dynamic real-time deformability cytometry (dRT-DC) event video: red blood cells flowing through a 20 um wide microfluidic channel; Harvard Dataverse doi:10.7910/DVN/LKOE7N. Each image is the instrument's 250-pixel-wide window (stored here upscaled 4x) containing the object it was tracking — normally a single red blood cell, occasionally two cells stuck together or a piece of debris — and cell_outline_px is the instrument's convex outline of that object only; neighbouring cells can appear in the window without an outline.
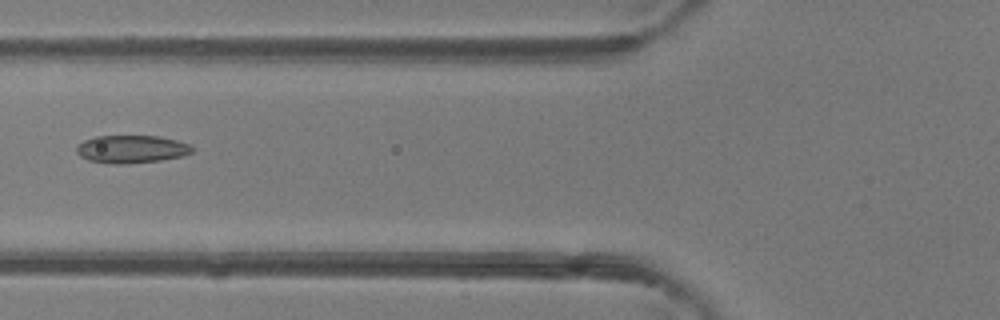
{"species": "common noctule bat (a hibernating species)", "species_latin": "Nyctalus noctula", "temperature_condition": "room temperature", "stored_images_in_passage": 48, "camera_frame_rate_fps": 3000, "um_per_image_px": 0.085, "animal": {"sex": "female"}, "frame": {"image": 1, "passage_image": 19, "time_ms": 6.0, "image_size_px": [1000, 320], "cell_outline_px": [[192, 152], [184, 156], [160, 160], [128, 164], [116, 164], [88, 160], [80, 156], [76, 152], [76, 148], [84, 140], [96, 136], [156, 136], [176, 140], [188, 144], [192, 148]], "centroid_in_image_um": [11.16, 12.68], "position_along_channel_um": 114.6, "area_um2": 18.61}}
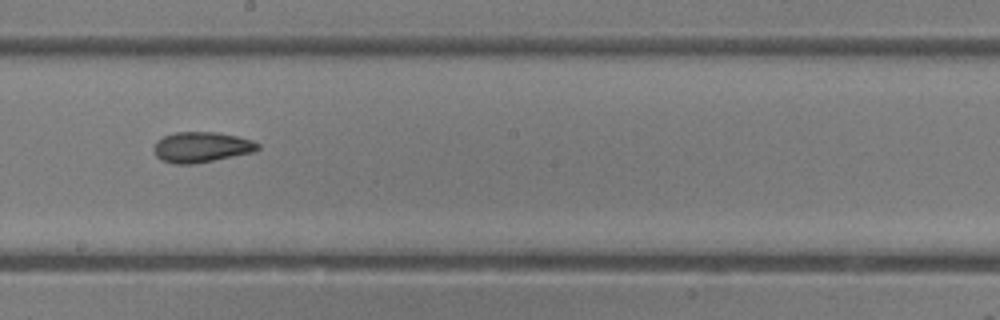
{"frame": {"image": 2, "passage_image": 27, "time_ms": 8.667, "image_size_px": [1000, 320], "cell_outline_px": [[260, 148], [256, 152], [192, 164], [172, 164], [160, 160], [156, 156], [152, 148], [156, 140], [164, 136], [176, 132], [216, 132], [236, 136], [252, 140], [260, 144]], "centroid_in_image_um": [17.11, 12.51], "position_along_channel_um": 231.1, "area_um2": 18.67}}
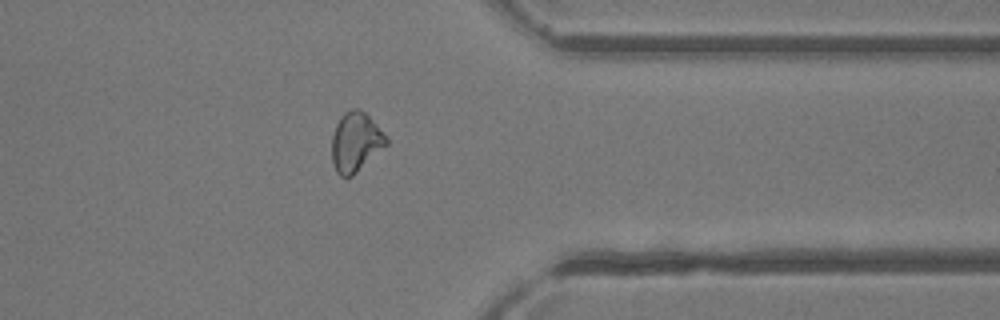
{"frame": {"image": 3, "passage_image": 38, "time_ms": 12.333, "image_size_px": [1000, 320], "cell_outline_px": [[388, 144], [352, 176], [340, 176], [336, 172], [332, 164], [332, 136], [336, 124], [340, 116], [344, 112], [352, 108], [360, 108], [388, 136]], "centroid_in_image_um": [30.23, 12.06], "position_along_channel_um": 381.2, "area_um2": 18.96}, "authors_computed_cell_mechanics": {"area_um2": 19.4786, "velocity_mm_per_s": 4.3605, "shape_relaxation_time_tau1_ms": null, "shape_relaxation_time_tau2_ms": 2.0375, "deformation_change_tau1": null, "deformation_change_tau2": 0.0768}}